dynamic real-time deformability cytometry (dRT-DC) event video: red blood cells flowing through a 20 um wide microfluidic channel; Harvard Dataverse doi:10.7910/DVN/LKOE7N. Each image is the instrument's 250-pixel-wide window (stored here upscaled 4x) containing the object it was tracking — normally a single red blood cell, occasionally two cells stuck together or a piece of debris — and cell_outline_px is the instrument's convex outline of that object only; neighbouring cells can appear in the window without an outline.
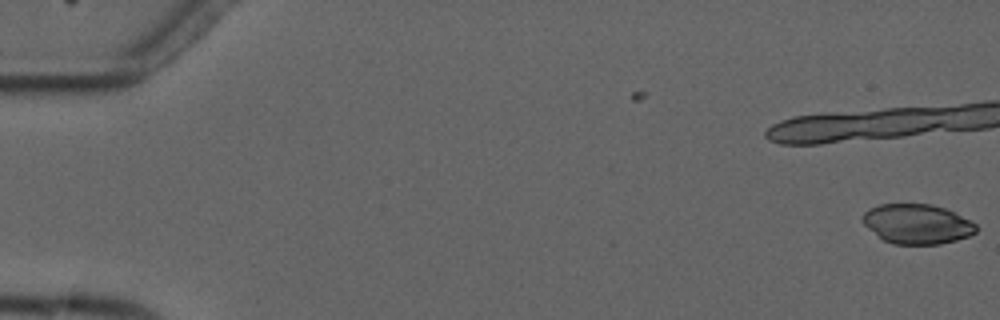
{"species": "common noctule bat (a hibernating species)", "species_latin": "Nyctalus noctula", "temperature_condition": "cold", "stored_images_in_passage": 3, "camera_frame_rate_fps": 3000, "um_per_image_px": 0.085, "animal": {"sex": "male", "forearm_length_mm": 52.5}, "frame": {"image": 1, "passage_image": 3, "time_ms": 2.333, "image_size_px": [1000, 320], "cell_outline_px": [[976, 232], [968, 236], [956, 240], [940, 244], [892, 244], [884, 240], [868, 228], [860, 220], [860, 216], [868, 208], [880, 204], [932, 204], [944, 208], [976, 224]], "centroid_in_image_um": [77.89, 19.03], "position_along_channel_um": 7.1, "area_um2": 26.18}}